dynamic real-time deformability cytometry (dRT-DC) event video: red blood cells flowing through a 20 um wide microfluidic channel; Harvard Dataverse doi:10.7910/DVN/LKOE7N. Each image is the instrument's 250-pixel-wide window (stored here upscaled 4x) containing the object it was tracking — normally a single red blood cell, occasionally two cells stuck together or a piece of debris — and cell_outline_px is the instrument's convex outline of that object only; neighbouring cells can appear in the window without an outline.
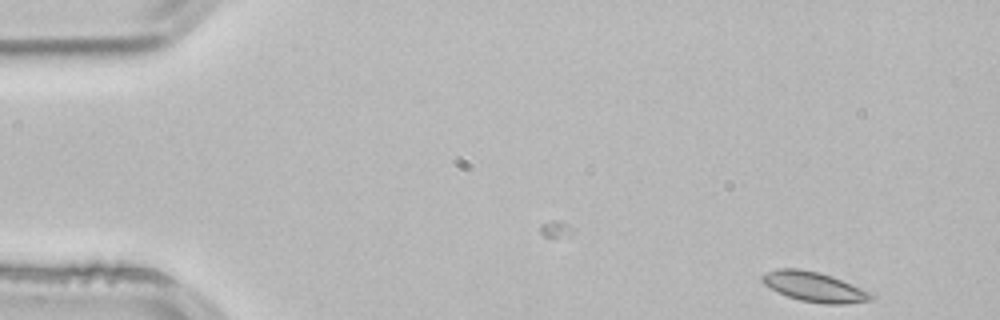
{"species": "common noctule bat (a hibernating species)", "species_latin": "Nyctalus noctula", "temperature_condition": "room temperature", "stored_images_in_passage": 3, "camera_frame_rate_fps": 3000, "um_per_image_px": 0.085, "animal": {"sex": "male", "body_mass_g": 21.5, "forearm_length_mm": 52.0}, "frame": {"image": 1, "passage_image": 1, "time_ms": 0.0, "image_size_px": [1000, 320], "cell_outline_px": [[876, 296], [872, 300], [844, 304], [824, 304], [800, 300], [788, 296], [764, 284], [760, 280], [760, 276], [764, 272], [776, 268], [800, 268], [820, 272], [832, 276], [872, 292]], "centroid_in_image_um": [69.22, 24.36], "position_along_channel_um": 15.8, "area_um2": 19.13}}
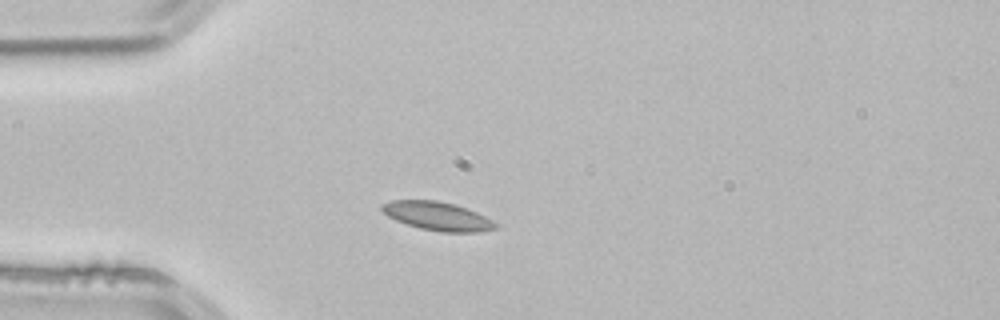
{"frame": {"image": 2, "passage_image": 3, "time_ms": 0.667, "image_size_px": [1000, 320], "cell_outline_px": [[500, 228], [480, 232], [440, 232], [420, 228], [396, 220], [388, 216], [380, 208], [380, 204], [392, 200], [436, 200], [456, 204], [476, 212], [500, 224]], "centroid_in_image_um": [37.22, 18.37], "position_along_channel_um": 47.8, "area_um2": 19.07}}